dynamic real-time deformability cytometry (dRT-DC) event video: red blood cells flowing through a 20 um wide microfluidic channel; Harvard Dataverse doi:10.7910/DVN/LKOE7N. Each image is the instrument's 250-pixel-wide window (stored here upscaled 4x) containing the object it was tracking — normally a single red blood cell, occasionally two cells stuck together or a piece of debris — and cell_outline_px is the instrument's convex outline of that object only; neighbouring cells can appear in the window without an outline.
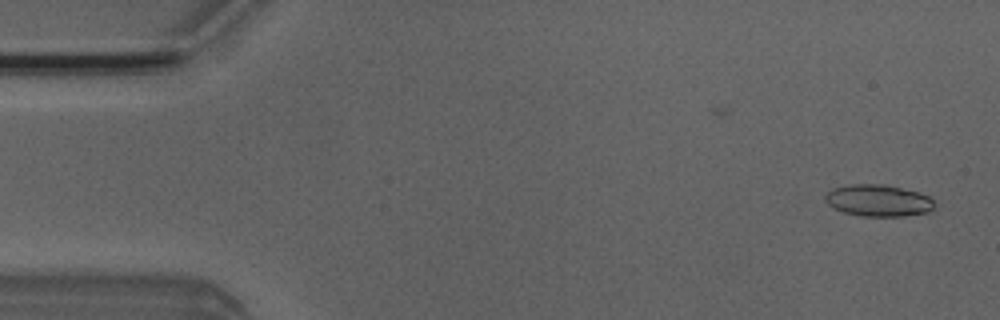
{"species": "Egyptian fruit bat (a non-hibernating species)", "species_latin": "Rousettus aegyptiacus", "temperature_condition": "room temperature", "stored_images_in_passage": 47, "camera_frame_rate_fps": 3000, "um_per_image_px": 0.085, "animal": {"sex": "male"}, "frame": {"image": 1, "passage_image": 3, "time_ms": 0.667, "image_size_px": [1000, 320], "cell_outline_px": [[932, 208], [928, 212], [904, 216], [860, 216], [844, 212], [828, 204], [824, 200], [824, 196], [832, 188], [852, 184], [884, 184], [920, 192], [928, 196], [932, 200]], "centroid_in_image_um": [74.63, 17.04], "position_along_channel_um": 10.4, "area_um2": 20.11}}
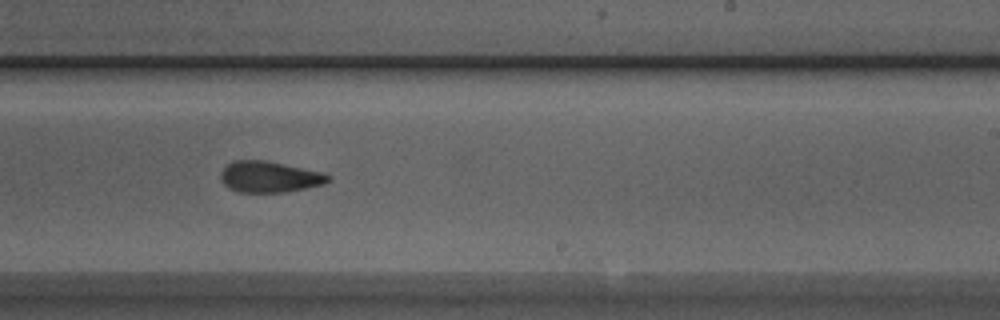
{"frame": {"image": 2, "passage_image": 31, "time_ms": 10.0, "image_size_px": [1000, 320], "cell_outline_px": [[332, 180], [324, 184], [284, 192], [236, 192], [228, 188], [220, 180], [220, 172], [232, 160], [264, 160], [324, 172], [332, 176]], "centroid_in_image_um": [22.9, 15.03], "position_along_channel_um": 266.1, "area_um2": 19.65}}
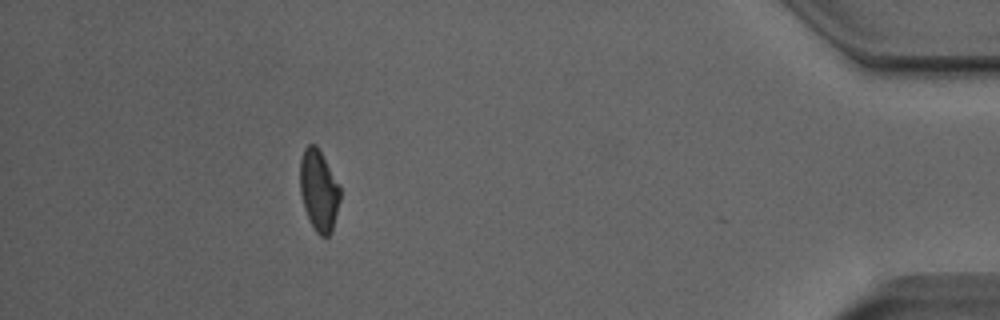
{"frame": {"image": 3, "passage_image": 46, "time_ms": 15.0, "image_size_px": [1000, 320], "cell_outline_px": [[340, 200], [332, 232], [328, 236], [320, 236], [316, 232], [304, 208], [300, 192], [300, 160], [304, 148], [308, 144], [316, 144], [340, 184]], "centroid_in_image_um": [27.11, 16.17], "position_along_channel_um": 408.1, "area_um2": 19.07}, "authors_computed_cell_mechanics": {"area_um2": 19.7676, "velocity_mm_per_s": 4.0446, "shape_relaxation_time_tau1_ms": 8.402, "shape_relaxation_time_tau2_ms": 2.5416, "deformation_change_tau1": 0.1978, "deformation_change_tau2": 0.1055}}